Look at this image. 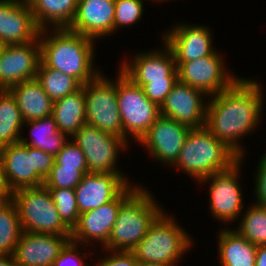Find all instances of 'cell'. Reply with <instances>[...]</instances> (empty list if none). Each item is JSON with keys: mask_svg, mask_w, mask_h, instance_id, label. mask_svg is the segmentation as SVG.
Wrapping results in <instances>:
<instances>
[{"mask_svg": "<svg viewBox=\"0 0 266 266\" xmlns=\"http://www.w3.org/2000/svg\"><path fill=\"white\" fill-rule=\"evenodd\" d=\"M24 123L30 126V139L32 140L28 141L21 136L19 142L32 148L40 149L54 157L69 140L67 135L58 131L52 115Z\"/></svg>", "mask_w": 266, "mask_h": 266, "instance_id": "27", "label": "cell"}, {"mask_svg": "<svg viewBox=\"0 0 266 266\" xmlns=\"http://www.w3.org/2000/svg\"><path fill=\"white\" fill-rule=\"evenodd\" d=\"M36 79L53 101L72 94L82 87L74 77L57 69L45 67L41 62L38 65Z\"/></svg>", "mask_w": 266, "mask_h": 266, "instance_id": "29", "label": "cell"}, {"mask_svg": "<svg viewBox=\"0 0 266 266\" xmlns=\"http://www.w3.org/2000/svg\"><path fill=\"white\" fill-rule=\"evenodd\" d=\"M72 139L83 151L89 173L121 174L115 165L119 150L121 151L128 145L124 138L85 123L72 136Z\"/></svg>", "mask_w": 266, "mask_h": 266, "instance_id": "10", "label": "cell"}, {"mask_svg": "<svg viewBox=\"0 0 266 266\" xmlns=\"http://www.w3.org/2000/svg\"><path fill=\"white\" fill-rule=\"evenodd\" d=\"M24 124L20 109L12 93L0 89V145L18 143Z\"/></svg>", "mask_w": 266, "mask_h": 266, "instance_id": "28", "label": "cell"}, {"mask_svg": "<svg viewBox=\"0 0 266 266\" xmlns=\"http://www.w3.org/2000/svg\"><path fill=\"white\" fill-rule=\"evenodd\" d=\"M83 176L84 174L80 170L62 167L54 161L50 174L44 180V186L46 188L75 189Z\"/></svg>", "mask_w": 266, "mask_h": 266, "instance_id": "33", "label": "cell"}, {"mask_svg": "<svg viewBox=\"0 0 266 266\" xmlns=\"http://www.w3.org/2000/svg\"><path fill=\"white\" fill-rule=\"evenodd\" d=\"M12 199L11 192H0V209Z\"/></svg>", "mask_w": 266, "mask_h": 266, "instance_id": "43", "label": "cell"}, {"mask_svg": "<svg viewBox=\"0 0 266 266\" xmlns=\"http://www.w3.org/2000/svg\"><path fill=\"white\" fill-rule=\"evenodd\" d=\"M218 254L221 266H255L257 246L238 231H219Z\"/></svg>", "mask_w": 266, "mask_h": 266, "instance_id": "26", "label": "cell"}, {"mask_svg": "<svg viewBox=\"0 0 266 266\" xmlns=\"http://www.w3.org/2000/svg\"><path fill=\"white\" fill-rule=\"evenodd\" d=\"M164 43L171 49L175 62L193 61L212 55V36L208 27L176 25L165 33Z\"/></svg>", "mask_w": 266, "mask_h": 266, "instance_id": "21", "label": "cell"}, {"mask_svg": "<svg viewBox=\"0 0 266 266\" xmlns=\"http://www.w3.org/2000/svg\"><path fill=\"white\" fill-rule=\"evenodd\" d=\"M115 0H78L69 30L98 39L114 33ZM97 37V38H96Z\"/></svg>", "mask_w": 266, "mask_h": 266, "instance_id": "22", "label": "cell"}, {"mask_svg": "<svg viewBox=\"0 0 266 266\" xmlns=\"http://www.w3.org/2000/svg\"><path fill=\"white\" fill-rule=\"evenodd\" d=\"M255 266H266V245L257 246Z\"/></svg>", "mask_w": 266, "mask_h": 266, "instance_id": "40", "label": "cell"}, {"mask_svg": "<svg viewBox=\"0 0 266 266\" xmlns=\"http://www.w3.org/2000/svg\"><path fill=\"white\" fill-rule=\"evenodd\" d=\"M55 162L62 167L75 168L84 175L89 173L85 155L73 141H68L63 149L55 156Z\"/></svg>", "mask_w": 266, "mask_h": 266, "instance_id": "35", "label": "cell"}, {"mask_svg": "<svg viewBox=\"0 0 266 266\" xmlns=\"http://www.w3.org/2000/svg\"><path fill=\"white\" fill-rule=\"evenodd\" d=\"M174 219L161 213L150 225L146 236L132 252L138 262L175 265L184 252L190 249L192 240Z\"/></svg>", "mask_w": 266, "mask_h": 266, "instance_id": "6", "label": "cell"}, {"mask_svg": "<svg viewBox=\"0 0 266 266\" xmlns=\"http://www.w3.org/2000/svg\"><path fill=\"white\" fill-rule=\"evenodd\" d=\"M110 256L102 259L96 266H136L138 263L132 251L110 250Z\"/></svg>", "mask_w": 266, "mask_h": 266, "instance_id": "38", "label": "cell"}, {"mask_svg": "<svg viewBox=\"0 0 266 266\" xmlns=\"http://www.w3.org/2000/svg\"><path fill=\"white\" fill-rule=\"evenodd\" d=\"M130 183L122 174L88 173L75 187L80 214L114 200Z\"/></svg>", "mask_w": 266, "mask_h": 266, "instance_id": "19", "label": "cell"}, {"mask_svg": "<svg viewBox=\"0 0 266 266\" xmlns=\"http://www.w3.org/2000/svg\"><path fill=\"white\" fill-rule=\"evenodd\" d=\"M150 192L140 186L121 204L111 235L105 246L108 252L132 251L146 236L150 225L164 211Z\"/></svg>", "mask_w": 266, "mask_h": 266, "instance_id": "4", "label": "cell"}, {"mask_svg": "<svg viewBox=\"0 0 266 266\" xmlns=\"http://www.w3.org/2000/svg\"><path fill=\"white\" fill-rule=\"evenodd\" d=\"M0 266H19L13 255L0 254Z\"/></svg>", "mask_w": 266, "mask_h": 266, "instance_id": "41", "label": "cell"}, {"mask_svg": "<svg viewBox=\"0 0 266 266\" xmlns=\"http://www.w3.org/2000/svg\"><path fill=\"white\" fill-rule=\"evenodd\" d=\"M12 200L19 211L24 232L71 235V230L60 219L51 194L44 185L18 189L12 193Z\"/></svg>", "mask_w": 266, "mask_h": 266, "instance_id": "7", "label": "cell"}, {"mask_svg": "<svg viewBox=\"0 0 266 266\" xmlns=\"http://www.w3.org/2000/svg\"><path fill=\"white\" fill-rule=\"evenodd\" d=\"M163 47L166 51L137 54L131 63L123 62L119 69L140 87L152 81H178L174 55L165 43Z\"/></svg>", "mask_w": 266, "mask_h": 266, "instance_id": "18", "label": "cell"}, {"mask_svg": "<svg viewBox=\"0 0 266 266\" xmlns=\"http://www.w3.org/2000/svg\"><path fill=\"white\" fill-rule=\"evenodd\" d=\"M139 187L128 185L114 200L97 209L79 215L77 225L71 231V241L86 244L97 240L106 245L117 219L121 204Z\"/></svg>", "mask_w": 266, "mask_h": 266, "instance_id": "13", "label": "cell"}, {"mask_svg": "<svg viewBox=\"0 0 266 266\" xmlns=\"http://www.w3.org/2000/svg\"><path fill=\"white\" fill-rule=\"evenodd\" d=\"M204 95L207 96L202 91L177 81L161 105L160 114L191 128L205 127L207 104L203 103Z\"/></svg>", "mask_w": 266, "mask_h": 266, "instance_id": "17", "label": "cell"}, {"mask_svg": "<svg viewBox=\"0 0 266 266\" xmlns=\"http://www.w3.org/2000/svg\"><path fill=\"white\" fill-rule=\"evenodd\" d=\"M242 158L234 163L227 170H223L210 175L202 180L201 183L211 181L209 184L210 210L214 217L222 222H232L241 215L242 191L238 181L239 169ZM203 181V182H202Z\"/></svg>", "mask_w": 266, "mask_h": 266, "instance_id": "12", "label": "cell"}, {"mask_svg": "<svg viewBox=\"0 0 266 266\" xmlns=\"http://www.w3.org/2000/svg\"><path fill=\"white\" fill-rule=\"evenodd\" d=\"M38 27L46 29L53 25V29L69 28L73 22L78 0H28Z\"/></svg>", "mask_w": 266, "mask_h": 266, "instance_id": "25", "label": "cell"}, {"mask_svg": "<svg viewBox=\"0 0 266 266\" xmlns=\"http://www.w3.org/2000/svg\"><path fill=\"white\" fill-rule=\"evenodd\" d=\"M240 157L206 127L191 128L173 165L200 180L227 170Z\"/></svg>", "mask_w": 266, "mask_h": 266, "instance_id": "3", "label": "cell"}, {"mask_svg": "<svg viewBox=\"0 0 266 266\" xmlns=\"http://www.w3.org/2000/svg\"><path fill=\"white\" fill-rule=\"evenodd\" d=\"M60 219L72 231L79 220L74 189L48 188Z\"/></svg>", "mask_w": 266, "mask_h": 266, "instance_id": "32", "label": "cell"}, {"mask_svg": "<svg viewBox=\"0 0 266 266\" xmlns=\"http://www.w3.org/2000/svg\"><path fill=\"white\" fill-rule=\"evenodd\" d=\"M257 167L256 172V185H255V193L257 199V204L266 207V155L264 154L261 157L260 163Z\"/></svg>", "mask_w": 266, "mask_h": 266, "instance_id": "39", "label": "cell"}, {"mask_svg": "<svg viewBox=\"0 0 266 266\" xmlns=\"http://www.w3.org/2000/svg\"><path fill=\"white\" fill-rule=\"evenodd\" d=\"M0 160L6 184L13 193L21 188L43 186L55 157L18 142L2 146Z\"/></svg>", "mask_w": 266, "mask_h": 266, "instance_id": "5", "label": "cell"}, {"mask_svg": "<svg viewBox=\"0 0 266 266\" xmlns=\"http://www.w3.org/2000/svg\"><path fill=\"white\" fill-rule=\"evenodd\" d=\"M136 266H175V265L164 264V263H145V262H138Z\"/></svg>", "mask_w": 266, "mask_h": 266, "instance_id": "44", "label": "cell"}, {"mask_svg": "<svg viewBox=\"0 0 266 266\" xmlns=\"http://www.w3.org/2000/svg\"><path fill=\"white\" fill-rule=\"evenodd\" d=\"M0 192H11L5 181L1 160H0Z\"/></svg>", "mask_w": 266, "mask_h": 266, "instance_id": "42", "label": "cell"}, {"mask_svg": "<svg viewBox=\"0 0 266 266\" xmlns=\"http://www.w3.org/2000/svg\"><path fill=\"white\" fill-rule=\"evenodd\" d=\"M52 116L58 131L72 137L86 123L84 85L76 92L54 101Z\"/></svg>", "mask_w": 266, "mask_h": 266, "instance_id": "24", "label": "cell"}, {"mask_svg": "<svg viewBox=\"0 0 266 266\" xmlns=\"http://www.w3.org/2000/svg\"><path fill=\"white\" fill-rule=\"evenodd\" d=\"M47 30L42 29L38 38L40 62L45 67L74 77L82 86L100 74L98 70L93 69V39L68 28L52 29L54 33L50 37L47 34L46 37Z\"/></svg>", "mask_w": 266, "mask_h": 266, "instance_id": "2", "label": "cell"}, {"mask_svg": "<svg viewBox=\"0 0 266 266\" xmlns=\"http://www.w3.org/2000/svg\"><path fill=\"white\" fill-rule=\"evenodd\" d=\"M176 83L177 81H152L145 83L142 89L150 101L161 107Z\"/></svg>", "mask_w": 266, "mask_h": 266, "instance_id": "36", "label": "cell"}, {"mask_svg": "<svg viewBox=\"0 0 266 266\" xmlns=\"http://www.w3.org/2000/svg\"><path fill=\"white\" fill-rule=\"evenodd\" d=\"M40 43L37 39L25 44L4 45L0 51V89H10L37 76Z\"/></svg>", "mask_w": 266, "mask_h": 266, "instance_id": "14", "label": "cell"}, {"mask_svg": "<svg viewBox=\"0 0 266 266\" xmlns=\"http://www.w3.org/2000/svg\"><path fill=\"white\" fill-rule=\"evenodd\" d=\"M190 130L186 124L160 116L139 142L153 158L173 166Z\"/></svg>", "mask_w": 266, "mask_h": 266, "instance_id": "15", "label": "cell"}, {"mask_svg": "<svg viewBox=\"0 0 266 266\" xmlns=\"http://www.w3.org/2000/svg\"><path fill=\"white\" fill-rule=\"evenodd\" d=\"M117 78V104L123 125L124 139L128 134L139 143L149 128L161 116L160 107L149 100L142 87L121 70Z\"/></svg>", "mask_w": 266, "mask_h": 266, "instance_id": "8", "label": "cell"}, {"mask_svg": "<svg viewBox=\"0 0 266 266\" xmlns=\"http://www.w3.org/2000/svg\"><path fill=\"white\" fill-rule=\"evenodd\" d=\"M40 31L27 1L0 0V44L36 41Z\"/></svg>", "mask_w": 266, "mask_h": 266, "instance_id": "16", "label": "cell"}, {"mask_svg": "<svg viewBox=\"0 0 266 266\" xmlns=\"http://www.w3.org/2000/svg\"><path fill=\"white\" fill-rule=\"evenodd\" d=\"M261 86L239 78L230 88L212 96L207 103L205 127L240 158L243 148L238 140L260 123L263 107ZM248 133V134H247Z\"/></svg>", "mask_w": 266, "mask_h": 266, "instance_id": "1", "label": "cell"}, {"mask_svg": "<svg viewBox=\"0 0 266 266\" xmlns=\"http://www.w3.org/2000/svg\"><path fill=\"white\" fill-rule=\"evenodd\" d=\"M22 232L19 211L11 199L0 209V254L13 255Z\"/></svg>", "mask_w": 266, "mask_h": 266, "instance_id": "30", "label": "cell"}, {"mask_svg": "<svg viewBox=\"0 0 266 266\" xmlns=\"http://www.w3.org/2000/svg\"><path fill=\"white\" fill-rule=\"evenodd\" d=\"M178 81L190 85L208 97L230 88L239 78L225 70L221 55H212L187 62H176Z\"/></svg>", "mask_w": 266, "mask_h": 266, "instance_id": "11", "label": "cell"}, {"mask_svg": "<svg viewBox=\"0 0 266 266\" xmlns=\"http://www.w3.org/2000/svg\"><path fill=\"white\" fill-rule=\"evenodd\" d=\"M71 235L22 232L13 256L19 266H53Z\"/></svg>", "mask_w": 266, "mask_h": 266, "instance_id": "20", "label": "cell"}, {"mask_svg": "<svg viewBox=\"0 0 266 266\" xmlns=\"http://www.w3.org/2000/svg\"><path fill=\"white\" fill-rule=\"evenodd\" d=\"M143 10L142 0H115L114 31L139 21Z\"/></svg>", "mask_w": 266, "mask_h": 266, "instance_id": "34", "label": "cell"}, {"mask_svg": "<svg viewBox=\"0 0 266 266\" xmlns=\"http://www.w3.org/2000/svg\"><path fill=\"white\" fill-rule=\"evenodd\" d=\"M8 90L15 98L24 122L52 115L54 101L36 78L18 83Z\"/></svg>", "mask_w": 266, "mask_h": 266, "instance_id": "23", "label": "cell"}, {"mask_svg": "<svg viewBox=\"0 0 266 266\" xmlns=\"http://www.w3.org/2000/svg\"><path fill=\"white\" fill-rule=\"evenodd\" d=\"M78 245L70 240L53 262V266H88L85 265L83 257L78 253Z\"/></svg>", "mask_w": 266, "mask_h": 266, "instance_id": "37", "label": "cell"}, {"mask_svg": "<svg viewBox=\"0 0 266 266\" xmlns=\"http://www.w3.org/2000/svg\"><path fill=\"white\" fill-rule=\"evenodd\" d=\"M113 81L100 73L94 80L84 84L86 123L124 138L117 104V80Z\"/></svg>", "mask_w": 266, "mask_h": 266, "instance_id": "9", "label": "cell"}, {"mask_svg": "<svg viewBox=\"0 0 266 266\" xmlns=\"http://www.w3.org/2000/svg\"><path fill=\"white\" fill-rule=\"evenodd\" d=\"M243 215L236 231L256 246L266 245V207L253 204Z\"/></svg>", "mask_w": 266, "mask_h": 266, "instance_id": "31", "label": "cell"}]
</instances>
